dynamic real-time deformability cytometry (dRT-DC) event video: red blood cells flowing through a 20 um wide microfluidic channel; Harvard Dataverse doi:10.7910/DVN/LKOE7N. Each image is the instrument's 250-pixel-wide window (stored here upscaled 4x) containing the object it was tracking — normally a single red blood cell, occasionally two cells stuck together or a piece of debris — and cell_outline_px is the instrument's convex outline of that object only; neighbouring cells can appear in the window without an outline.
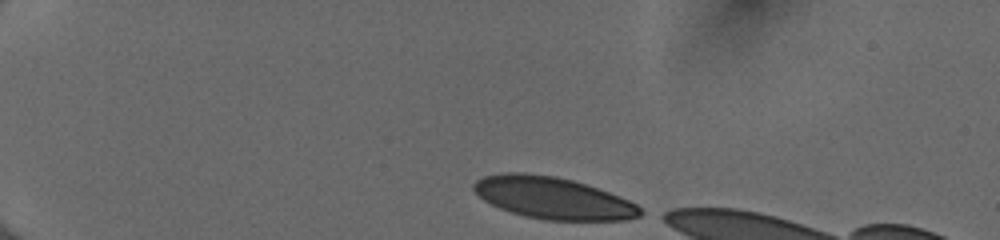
{"species": "human", "species_latin": "Homo sapiens", "temperature_condition": "cold", "stored_images_in_passage": 12, "camera_frame_rate_fps": 3000, "um_per_image_px": 0.085, "donor": {"sex": "female"}, "frame": {"image": 1, "passage_image": 1, "time_ms": 0.0, "image_size_px": [1000, 240], "cell_outline_px": [[648, 212], [640, 216], [628, 220], [544, 220], [524, 216], [500, 208], [484, 200], [472, 188], [472, 184], [476, 180], [484, 176], [504, 172], [524, 172], [556, 176], [572, 180], [608, 192], [628, 200], [636, 204]], "centroid_in_image_um": [47.02, 16.83], "position_along_channel_um": 38.0, "area_um2": 40.69}}
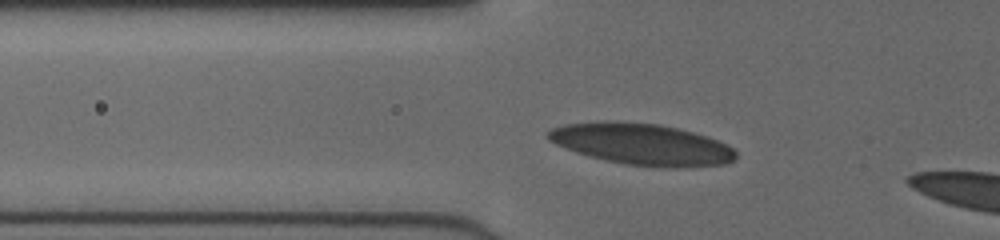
{"frame": {"image": 2, "passage_image": 9, "time_ms": 2.667, "image_size_px": [1000, 240], "cell_outline_px": [[736, 156], [732, 160], [724, 164], [676, 168], [664, 168], [624, 164], [588, 156], [576, 152], [556, 144], [548, 140], [544, 136], [544, 132], [552, 128], [564, 124], [660, 124], [708, 136], [732, 148], [736, 152]], "centroid_in_image_um": [54.57, 12.31], "position_along_channel_um": 71.2, "area_um2": 44.1}}